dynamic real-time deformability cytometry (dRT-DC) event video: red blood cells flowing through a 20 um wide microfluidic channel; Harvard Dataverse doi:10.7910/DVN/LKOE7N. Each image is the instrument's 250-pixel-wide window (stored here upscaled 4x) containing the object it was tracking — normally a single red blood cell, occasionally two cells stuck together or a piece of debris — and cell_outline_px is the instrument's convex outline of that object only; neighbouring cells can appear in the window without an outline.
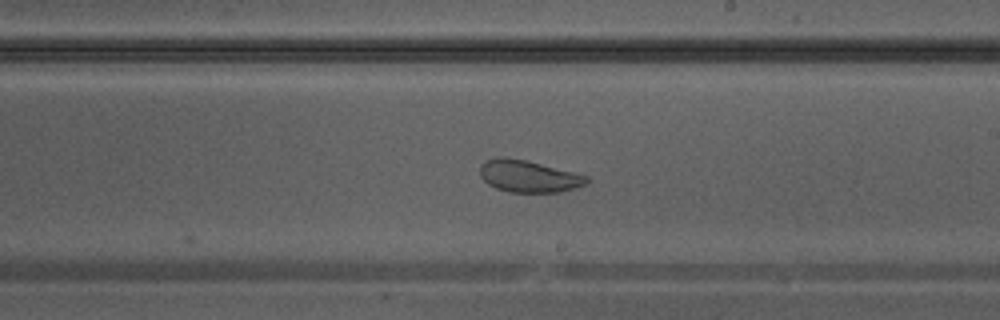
{"species": "Egyptian fruit bat (a non-hibernating species)", "species_latin": "Rousettus aegyptiacus", "temperature_condition": "warm", "stored_images_in_passage": 28, "camera_frame_rate_fps": 3000, "um_per_image_px": 0.085, "animal": {"sex": "male"}, "frame": {"image": 1, "passage_image": 20, "time_ms": 6.333, "image_size_px": [1000, 320], "cell_outline_px": [[588, 184], [576, 188], [560, 192], [512, 192], [496, 188], [488, 184], [480, 176], [480, 164], [484, 160], [500, 156], [524, 160], [588, 176]], "centroid_in_image_um": [44.91, 14.98], "position_along_channel_um": 244.1, "area_um2": 19.77}}